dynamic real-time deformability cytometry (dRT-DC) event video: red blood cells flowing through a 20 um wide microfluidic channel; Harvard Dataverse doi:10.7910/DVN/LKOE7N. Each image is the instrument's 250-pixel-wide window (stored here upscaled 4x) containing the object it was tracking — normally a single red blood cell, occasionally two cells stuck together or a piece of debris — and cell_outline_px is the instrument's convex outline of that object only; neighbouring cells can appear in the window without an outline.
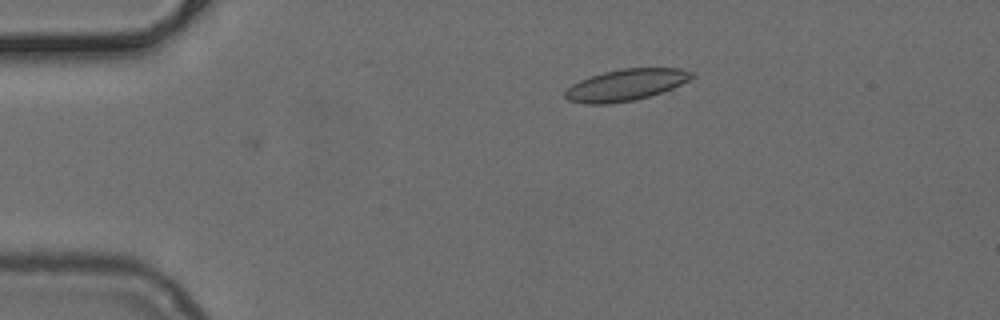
{"species": "common noctule bat (a hibernating species)", "species_latin": "Nyctalus noctula", "temperature_condition": "cold", "stored_images_in_passage": 2, "camera_frame_rate_fps": 3000, "um_per_image_px": 0.085, "animal": {"sex": "female", "body_mass_g": 24.6, "forearm_length_mm": 56.2}, "frame": {"image": 1, "passage_image": 1, "time_ms": 0.0, "image_size_px": [1000, 320], "cell_outline_px": [[696, 76], [672, 88], [636, 100], [608, 104], [584, 104], [568, 100], [564, 96], [564, 92], [572, 84], [580, 80], [604, 72], [624, 68], [680, 68], [696, 72]], "centroid_in_image_um": [53.21, 7.22], "position_along_channel_um": 31.8, "area_um2": 23.24}}